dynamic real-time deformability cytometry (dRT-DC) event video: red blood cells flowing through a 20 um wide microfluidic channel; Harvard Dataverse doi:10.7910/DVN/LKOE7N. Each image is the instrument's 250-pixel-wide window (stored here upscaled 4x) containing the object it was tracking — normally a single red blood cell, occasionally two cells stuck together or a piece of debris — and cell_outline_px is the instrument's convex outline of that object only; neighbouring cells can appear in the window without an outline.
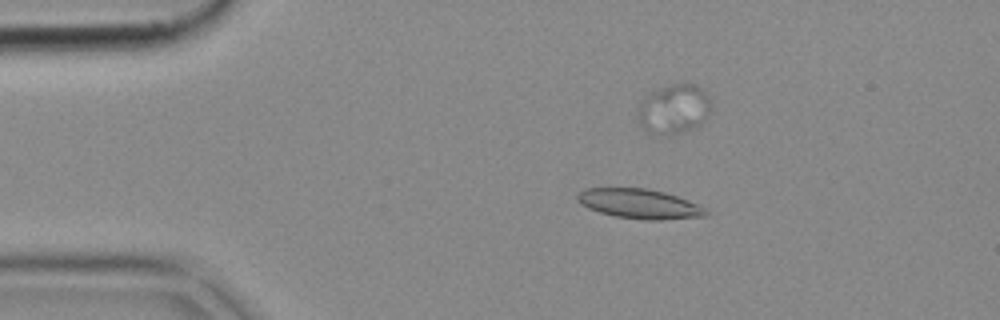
{"species": "common noctule bat (a hibernating species)", "species_latin": "Nyctalus noctula", "temperature_condition": "cold", "stored_images_in_passage": 53, "camera_frame_rate_fps": 3000, "um_per_image_px": 0.085, "animal": {"sex": "female", "body_mass_g": 18.4}, "frame": {"image": 1, "passage_image": 10, "time_ms": 3.0, "image_size_px": [1000, 320], "cell_outline_px": [[708, 216], [660, 220], [644, 220], [616, 216], [600, 212], [588, 208], [580, 204], [576, 200], [576, 196], [584, 188], [648, 188], [664, 192], [688, 200], [704, 208], [708, 212]], "centroid_in_image_um": [54.33, 17.32], "position_along_channel_um": 30.7, "area_um2": 22.2}}
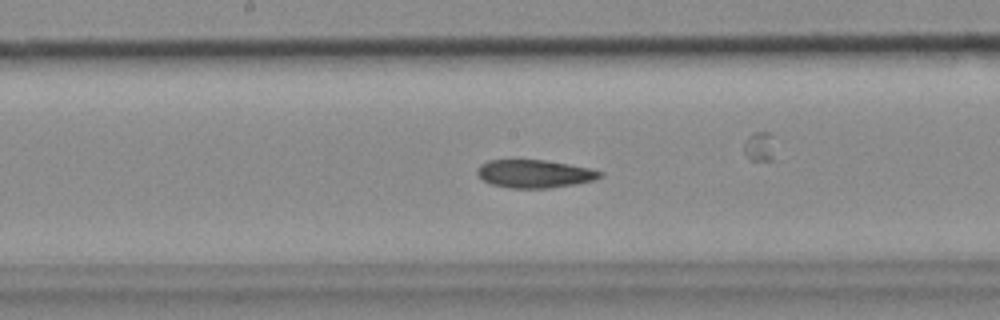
{"frame": {"image": 2, "passage_image": 27, "time_ms": 8.667, "image_size_px": [1000, 320], "cell_outline_px": [[604, 176], [596, 180], [576, 184], [552, 188], [508, 188], [492, 184], [484, 180], [476, 172], [476, 168], [480, 164], [488, 160], [544, 160], [592, 168], [604, 172]], "centroid_in_image_um": [45.49, 14.77], "position_along_channel_um": 202.7, "area_um2": 20.29}}
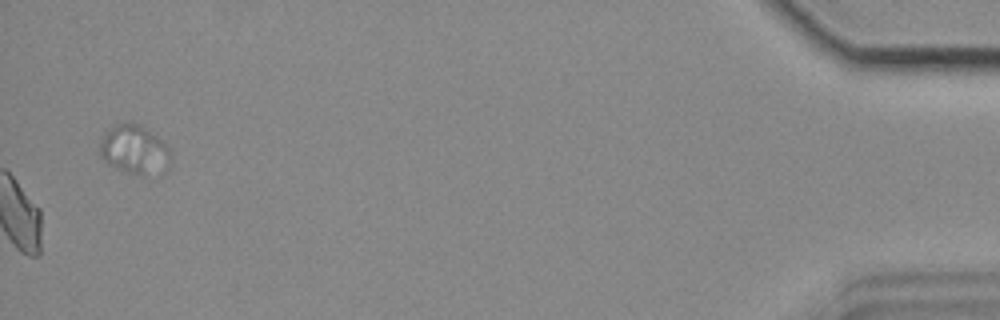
{"frame": {"image": 3, "passage_image": 53, "time_ms": 17.333, "image_size_px": [1000, 320], "cell_outline_px": [[172, 160], [164, 176], [156, 180], [140, 176], [116, 168], [108, 164], [100, 156], [100, 144], [104, 136], [116, 124], [140, 124], [156, 136], [168, 148], [172, 156]], "centroid_in_image_um": [11.53, 12.86], "position_along_channel_um": 423.7, "area_um2": 20.69}}